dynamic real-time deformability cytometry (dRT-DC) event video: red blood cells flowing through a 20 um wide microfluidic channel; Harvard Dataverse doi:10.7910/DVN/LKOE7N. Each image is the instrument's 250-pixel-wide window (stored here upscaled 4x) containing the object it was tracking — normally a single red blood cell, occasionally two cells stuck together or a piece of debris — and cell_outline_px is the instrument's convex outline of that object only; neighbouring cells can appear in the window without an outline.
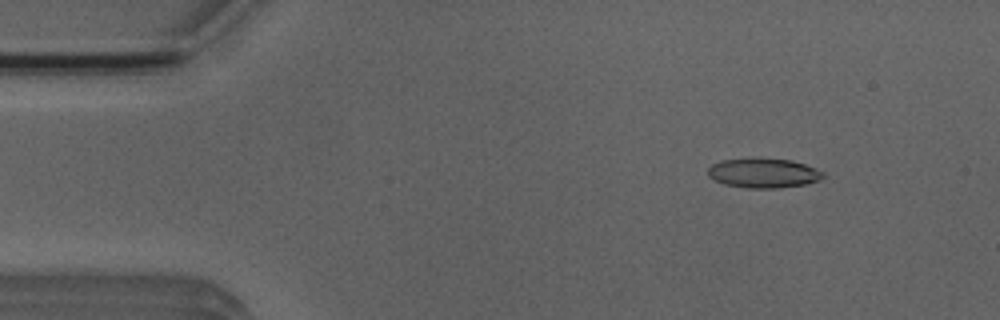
{"species": "Egyptian fruit bat (a non-hibernating species)", "species_latin": "Rousettus aegyptiacus", "temperature_condition": "room temperature", "stored_images_in_passage": 4, "camera_frame_rate_fps": 3000, "um_per_image_px": 0.085, "animal": {"sex": "male"}, "frame": {"image": 1, "passage_image": 2, "time_ms": 1.0, "image_size_px": [1000, 320], "cell_outline_px": [[824, 176], [820, 180], [808, 184], [776, 188], [748, 188], [724, 184], [712, 180], [708, 176], [708, 168], [712, 164], [720, 160], [792, 160], [816, 168], [824, 172]], "centroid_in_image_um": [64.9, 14.74], "position_along_channel_um": 20.1, "area_um2": 19.48}}